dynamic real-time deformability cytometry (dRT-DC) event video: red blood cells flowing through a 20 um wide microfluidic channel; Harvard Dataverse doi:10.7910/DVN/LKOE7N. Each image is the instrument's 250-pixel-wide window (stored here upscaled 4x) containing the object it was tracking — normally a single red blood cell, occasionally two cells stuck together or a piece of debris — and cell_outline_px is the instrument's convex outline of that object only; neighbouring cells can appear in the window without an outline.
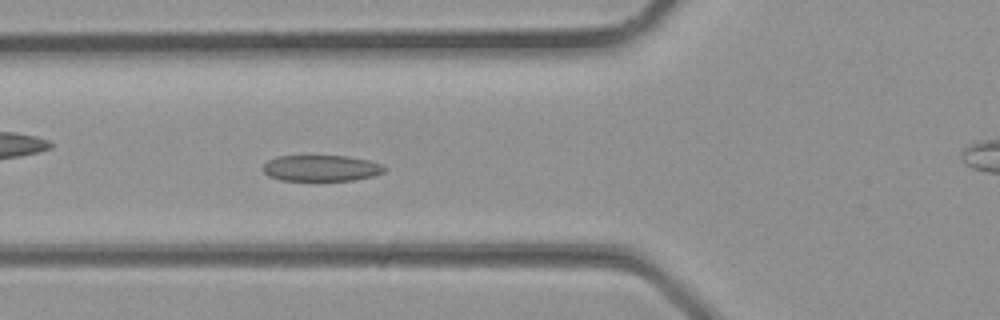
{"species": "common noctule bat (a hibernating species)", "species_latin": "Nyctalus noctula", "temperature_condition": "room temperature", "stored_images_in_passage": 27, "camera_frame_rate_fps": 3000, "um_per_image_px": 0.085, "animal": {"sex": "male", "body_mass_g": 23.1, "forearm_length_mm": 52.7}, "frame": {"image": 1, "passage_image": 5, "time_ms": 1.333, "image_size_px": [1000, 320], "cell_outline_px": [[388, 168], [384, 172], [372, 176], [352, 180], [280, 180], [268, 176], [264, 172], [264, 164], [268, 160], [276, 156], [348, 156], [368, 160], [380, 164]], "centroid_in_image_um": [27.3, 14.29], "position_along_channel_um": 98.5, "area_um2": 18.38}}
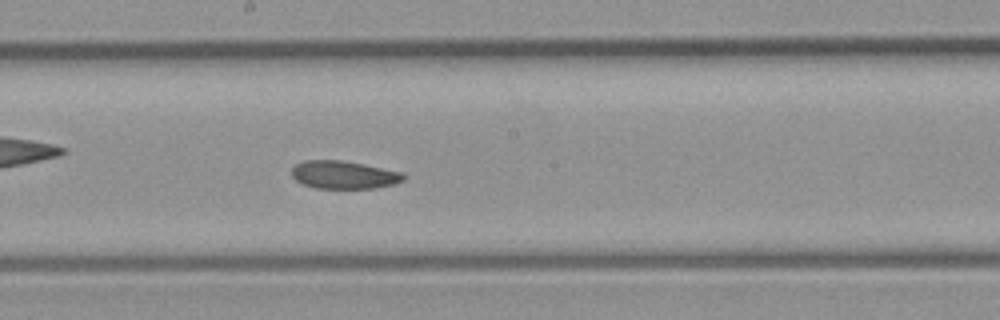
{"frame": {"image": 2, "passage_image": 11, "time_ms": 3.333, "image_size_px": [1000, 320], "cell_outline_px": [[408, 176], [404, 180], [396, 184], [376, 188], [316, 188], [304, 184], [296, 180], [292, 176], [292, 168], [296, 164], [304, 160], [340, 160], [364, 164], [404, 172]], "centroid_in_image_um": [29.29, 14.86], "position_along_channel_um": 218.9, "area_um2": 18.38}}
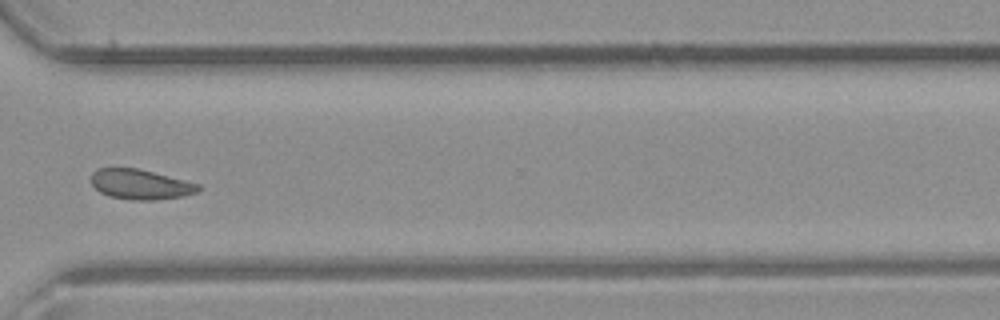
{"frame": {"image": 3, "passage_image": 18, "time_ms": 5.667, "image_size_px": [1000, 320], "cell_outline_px": [[200, 188], [196, 192], [184, 196], [148, 200], [132, 200], [108, 196], [100, 192], [92, 184], [92, 172], [96, 168], [136, 168], [200, 184]], "centroid_in_image_um": [11.91, 15.67], "position_along_channel_um": 358.7, "area_um2": 18.5}}